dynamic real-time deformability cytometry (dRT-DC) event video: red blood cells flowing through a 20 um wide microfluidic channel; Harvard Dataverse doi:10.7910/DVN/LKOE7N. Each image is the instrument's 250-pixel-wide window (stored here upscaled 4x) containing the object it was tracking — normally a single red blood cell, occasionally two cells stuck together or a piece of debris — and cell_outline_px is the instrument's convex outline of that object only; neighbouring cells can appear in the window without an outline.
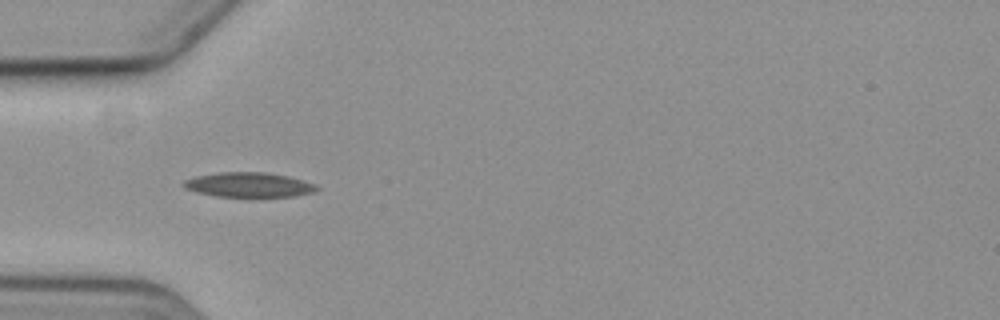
{"species": "common noctule bat (a hibernating species)", "species_latin": "Nyctalus noctula", "temperature_condition": "cold", "stored_images_in_passage": 5, "camera_frame_rate_fps": 3000, "um_per_image_px": 0.085, "animal": {"sex": "female", "body_mass_g": 19.3, "forearm_length_mm": 54.1}, "frame": {"image": 1, "passage_image": 1, "time_ms": 0.0, "image_size_px": [1000, 320], "cell_outline_px": [[320, 188], [316, 192], [296, 196], [256, 200], [216, 196], [196, 192], [184, 188], [180, 184], [184, 180], [196, 176], [220, 172], [268, 172], [288, 176], [304, 180], [316, 184]], "centroid_in_image_um": [21.2, 15.76], "position_along_channel_um": 63.8, "area_um2": 20.46}}
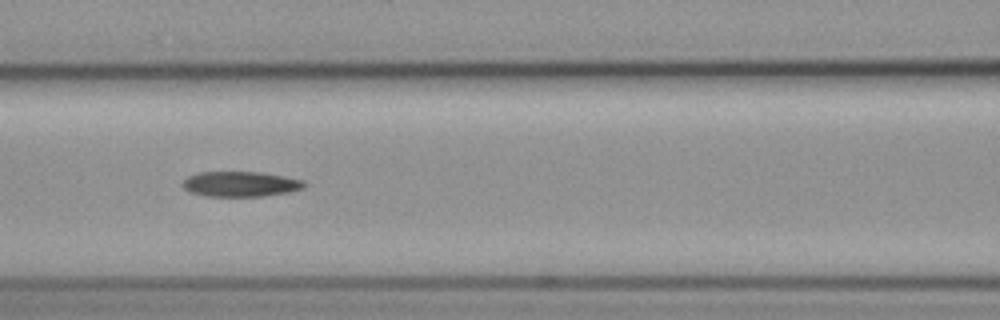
{"frame": {"image": 2, "passage_image": 3, "time_ms": 2.333, "image_size_px": [1000, 320], "cell_outline_px": [[308, 184], [304, 188], [288, 192], [264, 196], [208, 196], [188, 192], [184, 188], [184, 180], [188, 176], [200, 172], [260, 172], [284, 176], [304, 180]], "centroid_in_image_um": [20.48, 15.64], "position_along_channel_um": 146.1, "area_um2": 17.86}}
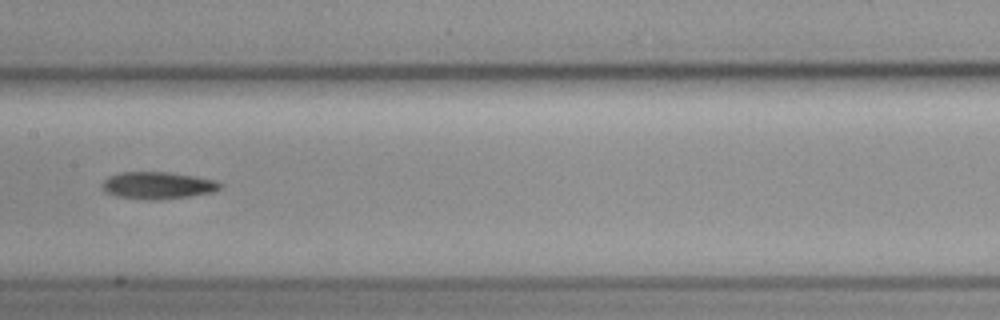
{"frame": {"image": 3, "passage_image": 4, "time_ms": 3.667, "image_size_px": [1000, 320], "cell_outline_px": [[224, 184], [220, 188], [212, 192], [188, 196], [160, 200], [148, 200], [116, 196], [108, 192], [104, 188], [104, 180], [108, 176], [120, 172], [168, 172], [216, 180]], "centroid_in_image_um": [13.43, 15.76], "position_along_channel_um": 194.0, "area_um2": 18.44}}